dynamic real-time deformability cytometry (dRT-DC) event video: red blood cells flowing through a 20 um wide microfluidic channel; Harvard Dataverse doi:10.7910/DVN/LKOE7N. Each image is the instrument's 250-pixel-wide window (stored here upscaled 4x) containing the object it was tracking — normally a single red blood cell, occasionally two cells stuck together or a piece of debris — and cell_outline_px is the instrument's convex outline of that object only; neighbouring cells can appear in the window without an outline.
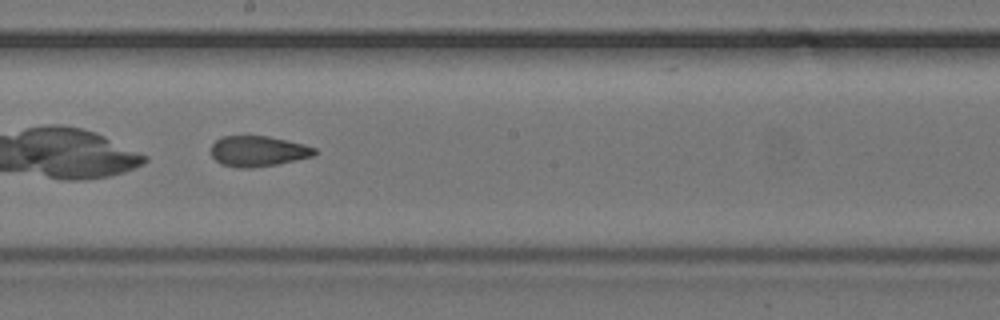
{"species": "common noctule bat (a hibernating species)", "species_latin": "Nyctalus noctula", "temperature_condition": "cold", "stored_images_in_passage": 19, "camera_frame_rate_fps": 3000, "um_per_image_px": 0.085, "animal": {"sex": "female", "body_mass_g": 24.6, "forearm_length_mm": 56.2}, "frame": {"image": 1, "passage_image": 13, "time_ms": 4.0, "image_size_px": [1000, 320], "cell_outline_px": [[316, 152], [312, 156], [276, 164], [252, 168], [236, 168], [220, 164], [212, 156], [212, 144], [220, 136], [268, 136], [304, 144], [316, 148]], "centroid_in_image_um": [21.9, 12.85], "position_along_channel_um": 226.3, "area_um2": 18.38}}